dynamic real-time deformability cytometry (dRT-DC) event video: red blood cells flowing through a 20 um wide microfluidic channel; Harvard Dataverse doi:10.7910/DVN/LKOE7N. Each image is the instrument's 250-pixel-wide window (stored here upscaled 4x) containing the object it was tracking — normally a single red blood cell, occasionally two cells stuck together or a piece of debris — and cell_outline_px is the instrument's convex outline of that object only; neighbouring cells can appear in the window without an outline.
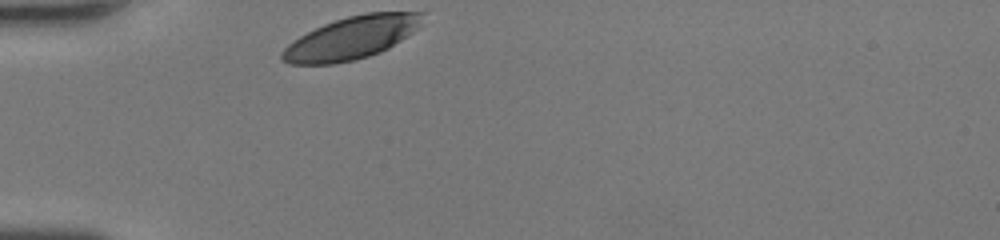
{"species": "human", "species_latin": "Homo sapiens", "temperature_condition": "room temperature", "stored_images_in_passage": 25, "camera_frame_rate_fps": 3000, "um_per_image_px": 0.085, "donor": {"sex": "female"}, "frame": {"image": 1, "passage_image": 1, "time_ms": 0.0, "image_size_px": [1000, 240], "cell_outline_px": [[424, 12], [416, 28], [412, 32], [388, 48], [380, 52], [368, 56], [352, 60], [332, 64], [288, 64], [280, 60], [280, 52], [288, 44], [300, 36], [324, 24], [348, 16], [364, 12]], "centroid_in_image_um": [29.81, 3.23], "position_along_channel_um": 55.2, "area_um2": 34.39}}
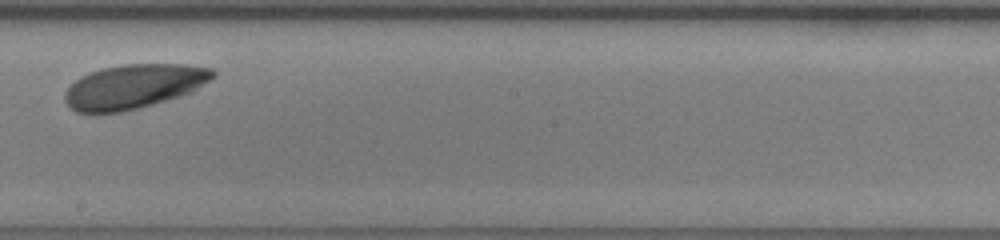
{"frame": {"image": 2, "passage_image": 15, "time_ms": 4.667, "image_size_px": [1000, 240], "cell_outline_px": [[216, 76], [192, 92], [180, 96], [152, 104], [120, 112], [76, 112], [64, 100], [64, 92], [80, 76], [100, 68], [120, 64], [188, 64], [212, 68], [216, 72]], "centroid_in_image_um": [11.4, 7.32], "position_along_channel_um": 236.8, "area_um2": 38.15}}
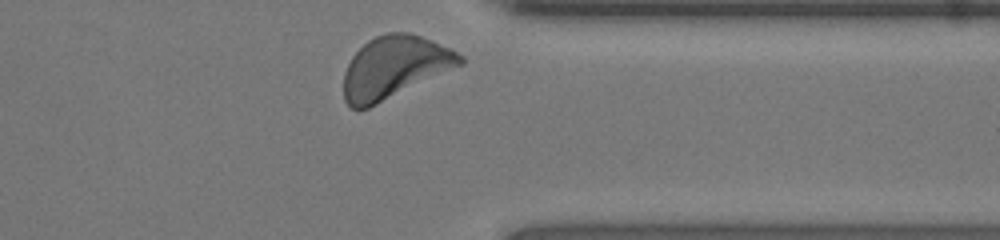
{"frame": {"image": 3, "passage_image": 25, "time_ms": 8.0, "image_size_px": [1000, 240], "cell_outline_px": [[464, 64], [368, 108], [352, 108], [344, 100], [344, 72], [352, 56], [368, 40], [376, 36], [388, 32], [408, 32], [432, 40], [464, 56]], "centroid_in_image_um": [33.53, 5.71], "position_along_channel_um": 377.9, "area_um2": 41.79}, "authors_computed_cell_mechanics": {"area_um2": 37.7434, "velocity_mm_per_s": 4.254, "shape_relaxation_time_tau1_ms": 1.7331, "shape_relaxation_time_tau2_ms": null, "deformation_change_tau1": 0.0785, "deformation_change_tau2": null}}